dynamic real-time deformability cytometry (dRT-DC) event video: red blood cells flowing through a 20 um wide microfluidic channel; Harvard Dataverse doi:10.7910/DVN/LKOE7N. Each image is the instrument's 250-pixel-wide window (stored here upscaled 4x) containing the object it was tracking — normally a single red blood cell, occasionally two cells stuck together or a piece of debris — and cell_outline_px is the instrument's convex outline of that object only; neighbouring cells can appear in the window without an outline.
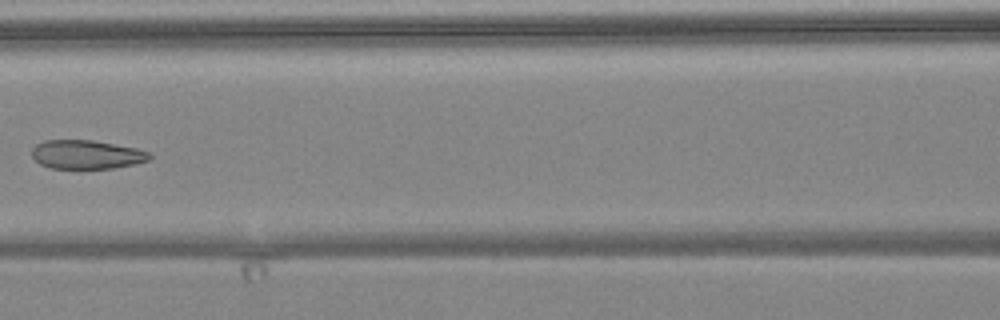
{"species": "common noctule bat (a hibernating species)", "species_latin": "Nyctalus noctula", "temperature_condition": "warm", "stored_images_in_passage": 6, "camera_frame_rate_fps": 3000, "um_per_image_px": 0.085, "animal": {"sex": "female", "body_mass_g": 24.6, "forearm_length_mm": 56.2}, "frame": {"image": 1, "passage_image": 6, "time_ms": 6.667, "image_size_px": [1000, 320], "cell_outline_px": [[152, 156], [148, 160], [136, 164], [112, 168], [52, 168], [40, 164], [32, 156], [32, 148], [36, 144], [44, 140], [92, 140], [136, 148], [152, 152]], "centroid_in_image_um": [7.38, 13.13], "position_along_channel_um": 159.2, "area_um2": 19.77}}